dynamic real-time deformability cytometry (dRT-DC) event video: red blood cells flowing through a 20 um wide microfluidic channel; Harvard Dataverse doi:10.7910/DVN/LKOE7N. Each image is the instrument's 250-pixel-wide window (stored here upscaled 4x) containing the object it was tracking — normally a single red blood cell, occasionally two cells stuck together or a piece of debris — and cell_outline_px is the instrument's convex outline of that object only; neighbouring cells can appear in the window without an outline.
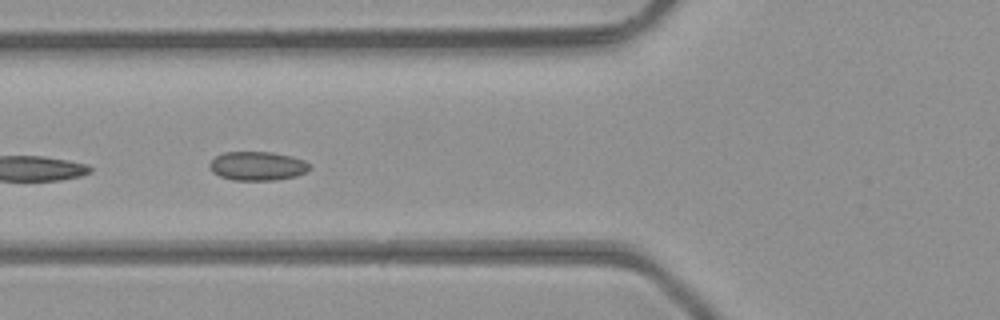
{"species": "common noctule bat (a hibernating species)", "species_latin": "Nyctalus noctula", "temperature_condition": "room temperature", "stored_images_in_passage": 6, "camera_frame_rate_fps": 3000, "um_per_image_px": 0.085, "animal": {"sex": "male", "body_mass_g": 23.1, "forearm_length_mm": 52.7}, "frame": {"image": 1, "passage_image": 6, "time_ms": 1.667, "image_size_px": [1000, 320], "cell_outline_px": [[312, 168], [308, 172], [296, 176], [276, 180], [232, 180], [220, 176], [212, 172], [208, 164], [216, 156], [224, 152], [272, 152], [292, 156], [304, 160], [312, 164]], "centroid_in_image_um": [21.93, 14.11], "position_along_channel_um": 103.9, "area_um2": 17.11}}